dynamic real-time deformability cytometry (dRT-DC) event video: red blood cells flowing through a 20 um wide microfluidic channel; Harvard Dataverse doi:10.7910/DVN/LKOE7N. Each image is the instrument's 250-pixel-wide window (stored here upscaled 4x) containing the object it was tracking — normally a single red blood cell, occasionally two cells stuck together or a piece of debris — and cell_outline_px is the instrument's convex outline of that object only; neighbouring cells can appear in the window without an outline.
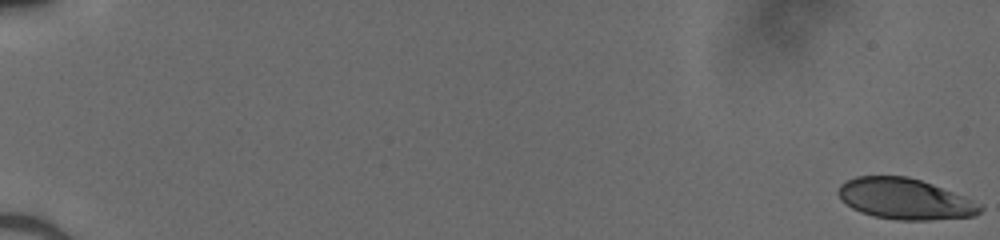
{"species": "human", "species_latin": "Homo sapiens", "temperature_condition": "cold", "stored_images_in_passage": 52, "camera_frame_rate_fps": 3000, "um_per_image_px": 0.085, "donor": {"sex": "male"}, "frame": {"image": 1, "passage_image": 1, "time_ms": 0.0, "image_size_px": [1000, 240], "cell_outline_px": [[984, 208], [976, 216], [928, 220], [900, 220], [872, 216], [860, 212], [852, 208], [840, 200], [836, 192], [840, 184], [856, 176], [908, 176], [932, 184], [984, 204]], "centroid_in_image_um": [76.92, 16.91], "position_along_channel_um": 8.1, "area_um2": 34.04}}
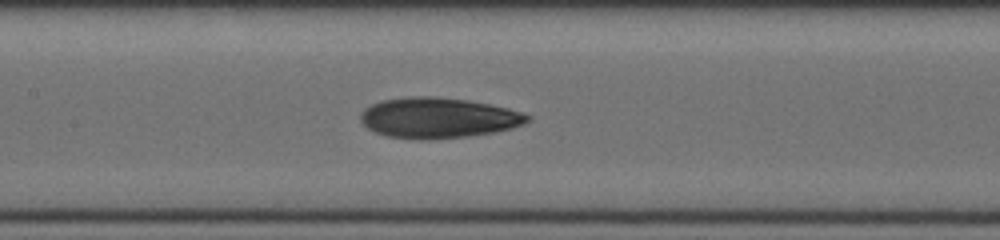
{"frame": {"image": 2, "passage_image": 28, "time_ms": 9.0, "image_size_px": [1000, 240], "cell_outline_px": [[532, 120], [524, 124], [512, 128], [496, 132], [468, 136], [428, 140], [420, 140], [388, 136], [376, 132], [368, 128], [360, 120], [360, 112], [364, 108], [372, 104], [384, 100], [412, 96], [432, 96], [468, 100], [508, 108], [524, 112], [532, 116]], "centroid_in_image_um": [37.29, 10.02], "position_along_channel_um": 170.1, "area_um2": 39.59}}
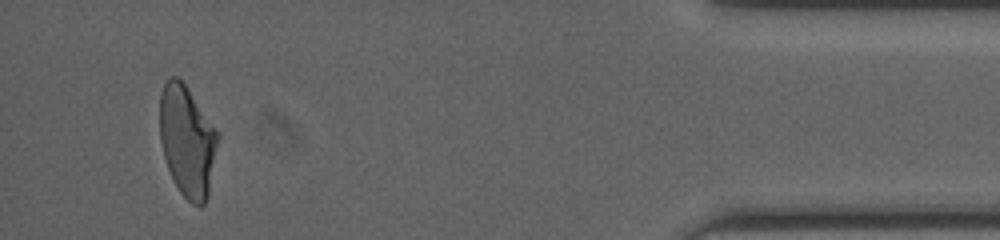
{"frame": {"image": 3, "passage_image": 50, "time_ms": 16.333, "image_size_px": [1000, 240], "cell_outline_px": [[216, 144], [208, 196], [204, 204], [200, 208], [192, 204], [180, 192], [172, 180], [164, 156], [160, 140], [160, 92], [164, 84], [172, 76], [176, 76], [184, 84], [216, 128]], "centroid_in_image_um": [15.88, 12.01], "position_along_channel_um": 419.3, "area_um2": 36.88}}